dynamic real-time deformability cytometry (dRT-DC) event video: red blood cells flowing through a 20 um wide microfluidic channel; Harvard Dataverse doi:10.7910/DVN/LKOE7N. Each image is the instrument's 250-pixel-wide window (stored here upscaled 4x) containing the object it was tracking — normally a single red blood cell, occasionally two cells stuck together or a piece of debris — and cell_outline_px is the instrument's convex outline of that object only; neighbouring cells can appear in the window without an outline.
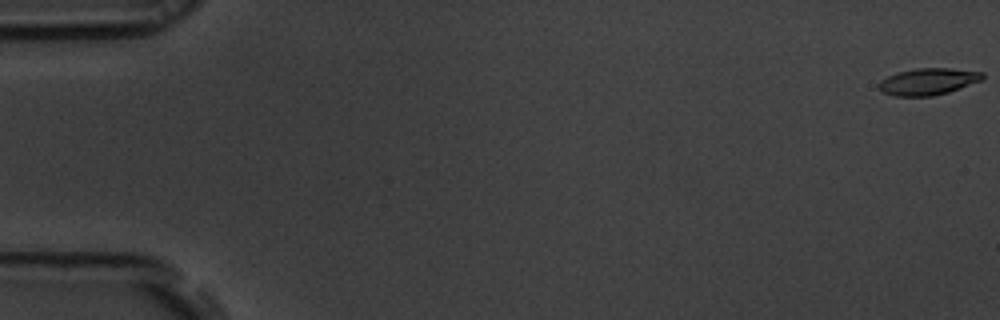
{"species": "common noctule bat (a hibernating species)", "species_latin": "Nyctalus noctula", "temperature_condition": "room temperature", "stored_images_in_passage": 18, "camera_frame_rate_fps": 3000, "um_per_image_px": 0.085, "animal": {"sex": "male", "body_mass_g": 19.5, "forearm_length_mm": 54.6}, "frame": {"image": 1, "passage_image": 1, "time_ms": 0.0, "image_size_px": [1000, 320], "cell_outline_px": [[984, 80], [948, 92], [932, 96], [896, 96], [884, 92], [880, 88], [880, 80], [896, 72], [916, 68], [948, 68], [984, 72]], "centroid_in_image_um": [78.93, 6.92], "position_along_channel_um": 6.1, "area_um2": 16.13}}
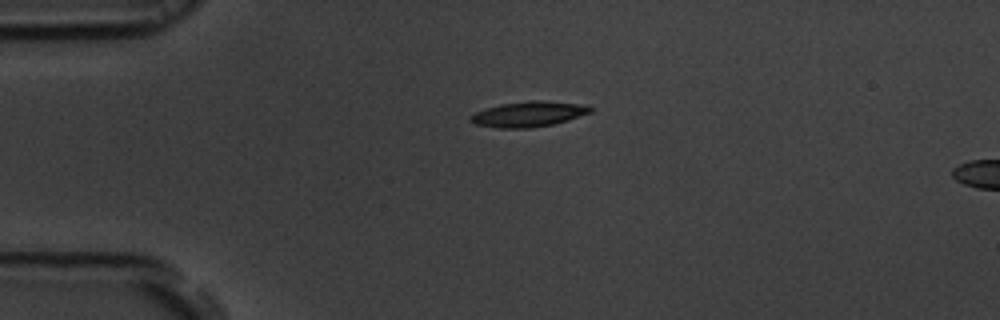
{"frame": {"image": 2, "passage_image": 14, "time_ms": 4.333, "image_size_px": [1000, 320], "cell_outline_px": [[592, 112], [568, 120], [552, 124], [532, 128], [500, 128], [476, 124], [468, 120], [468, 116], [476, 112], [500, 104], [532, 100], [540, 100], [588, 104], [592, 108]], "centroid_in_image_um": [44.96, 9.69], "position_along_channel_um": 40.0, "area_um2": 17.8}}